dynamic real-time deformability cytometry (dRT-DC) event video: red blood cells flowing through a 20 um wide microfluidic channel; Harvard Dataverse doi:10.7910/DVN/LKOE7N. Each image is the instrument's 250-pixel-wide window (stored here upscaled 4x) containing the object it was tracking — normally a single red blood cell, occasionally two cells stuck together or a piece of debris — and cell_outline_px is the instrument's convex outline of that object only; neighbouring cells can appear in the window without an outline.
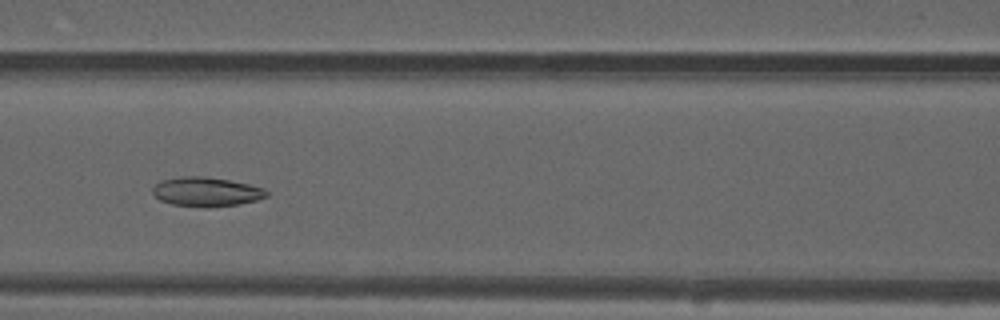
{"species": "common noctule bat (a hibernating species)", "species_latin": "Nyctalus noctula", "temperature_condition": "warm", "stored_images_in_passage": 30, "camera_frame_rate_fps": 3000, "um_per_image_px": 0.085, "animal": {"sex": "male", "forearm_length_mm": 52.5}, "frame": {"image": 1, "passage_image": 20, "time_ms": 6.333, "image_size_px": [1000, 320], "cell_outline_px": [[268, 196], [256, 200], [236, 204], [204, 208], [172, 204], [160, 200], [152, 192], [152, 188], [160, 180], [180, 176], [204, 176], [228, 180], [248, 184], [264, 188], [268, 192]], "centroid_in_image_um": [17.51, 16.3], "position_along_channel_um": 149.1, "area_um2": 19.42}}
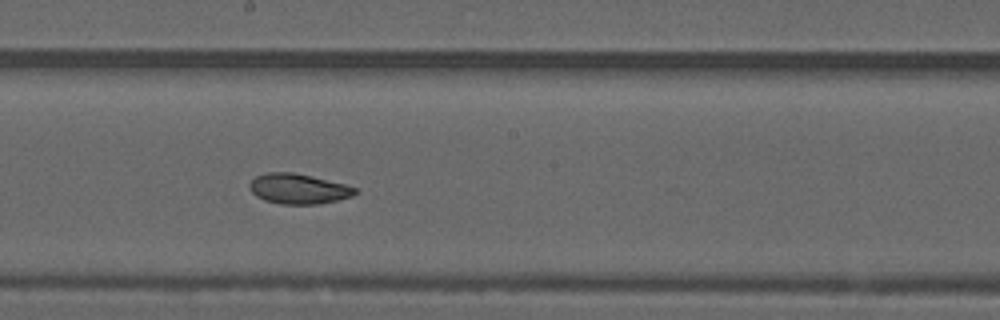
{"frame": {"image": 2, "passage_image": 26, "time_ms": 8.333, "image_size_px": [1000, 320], "cell_outline_px": [[360, 192], [352, 196], [320, 204], [280, 204], [264, 200], [256, 196], [248, 188], [248, 184], [256, 176], [268, 172], [292, 172], [344, 184], [356, 188]], "centroid_in_image_um": [25.34, 16.05], "position_along_channel_um": 222.9, "area_um2": 18.5}}
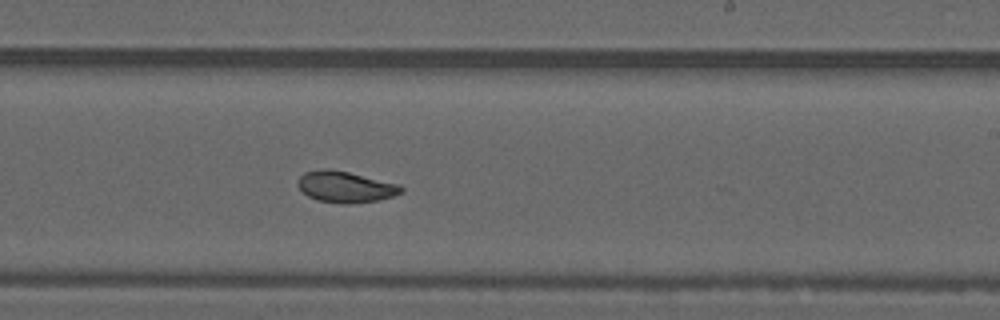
{"frame": {"image": 3, "passage_image": 29, "time_ms": 9.333, "image_size_px": [1000, 320], "cell_outline_px": [[404, 192], [380, 200], [352, 204], [348, 204], [316, 200], [308, 196], [296, 184], [296, 180], [304, 172], [320, 168], [328, 168], [348, 172], [400, 184], [404, 188]], "centroid_in_image_um": [29.36, 15.88], "position_along_channel_um": 259.6, "area_um2": 19.02}}